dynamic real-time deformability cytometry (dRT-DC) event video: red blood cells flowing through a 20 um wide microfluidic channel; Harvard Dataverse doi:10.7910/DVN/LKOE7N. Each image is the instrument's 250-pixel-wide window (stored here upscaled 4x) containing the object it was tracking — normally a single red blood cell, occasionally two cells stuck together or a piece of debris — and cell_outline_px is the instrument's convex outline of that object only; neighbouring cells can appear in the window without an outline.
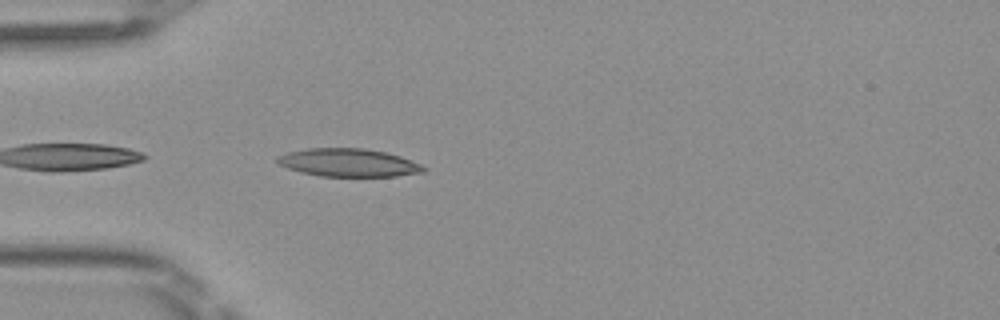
{"species": "Egyptian fruit bat (a non-hibernating species)", "species_latin": "Rousettus aegyptiacus", "temperature_condition": "room temperature", "stored_images_in_passage": 37, "camera_frame_rate_fps": 3000, "um_per_image_px": 0.085, "frame": {"image": 1, "passage_image": 2, "time_ms": 0.333, "image_size_px": [1000, 320], "cell_outline_px": [[428, 168], [424, 172], [396, 176], [320, 176], [300, 172], [288, 168], [280, 164], [276, 160], [276, 156], [288, 152], [308, 148], [364, 148], [384, 152], [400, 156], [420, 164]], "centroid_in_image_um": [29.62, 13.82], "position_along_channel_um": 55.4, "area_um2": 23.81}}
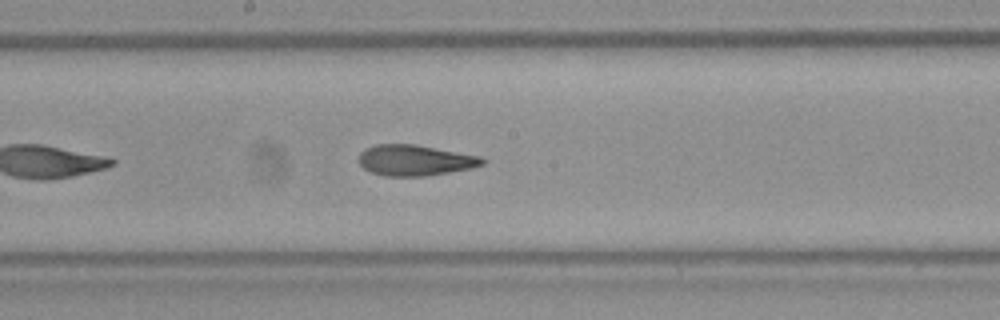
{"frame": {"image": 2, "passage_image": 14, "time_ms": 4.333, "image_size_px": [1000, 320], "cell_outline_px": [[488, 160], [484, 164], [472, 168], [424, 176], [384, 176], [372, 172], [364, 168], [356, 160], [360, 152], [364, 148], [376, 144], [416, 144], [480, 156]], "centroid_in_image_um": [35.26, 13.61], "position_along_channel_um": 212.9, "area_um2": 22.37}}
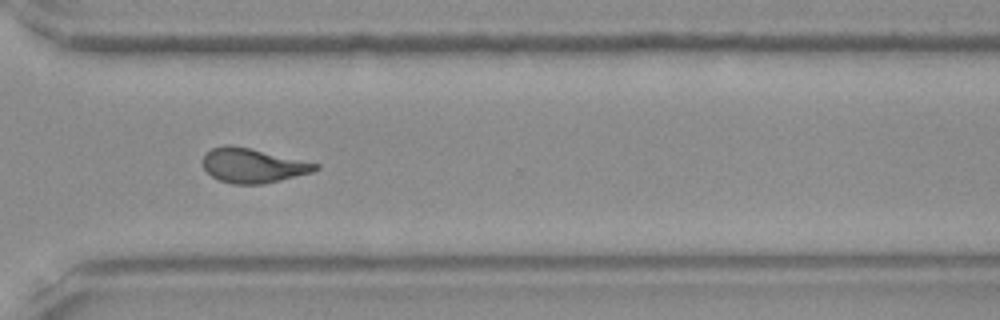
{"frame": {"image": 3, "passage_image": 24, "time_ms": 7.667, "image_size_px": [1000, 320], "cell_outline_px": [[320, 168], [312, 172], [264, 184], [232, 184], [220, 180], [212, 176], [200, 164], [200, 160], [204, 152], [212, 148], [224, 144], [232, 144], [320, 164]], "centroid_in_image_um": [21.43, 14.05], "position_along_channel_um": 349.2, "area_um2": 22.83}, "authors_computed_cell_mechanics": {"area_um2": 22.4842, "velocity_mm_per_s": 4.0983, "shape_relaxation_time_tau1_ms": 11.034, "shape_relaxation_time_tau2_ms": 2.7405, "deformation_change_tau1": 0.3189, "deformation_change_tau2": 0.1062}}